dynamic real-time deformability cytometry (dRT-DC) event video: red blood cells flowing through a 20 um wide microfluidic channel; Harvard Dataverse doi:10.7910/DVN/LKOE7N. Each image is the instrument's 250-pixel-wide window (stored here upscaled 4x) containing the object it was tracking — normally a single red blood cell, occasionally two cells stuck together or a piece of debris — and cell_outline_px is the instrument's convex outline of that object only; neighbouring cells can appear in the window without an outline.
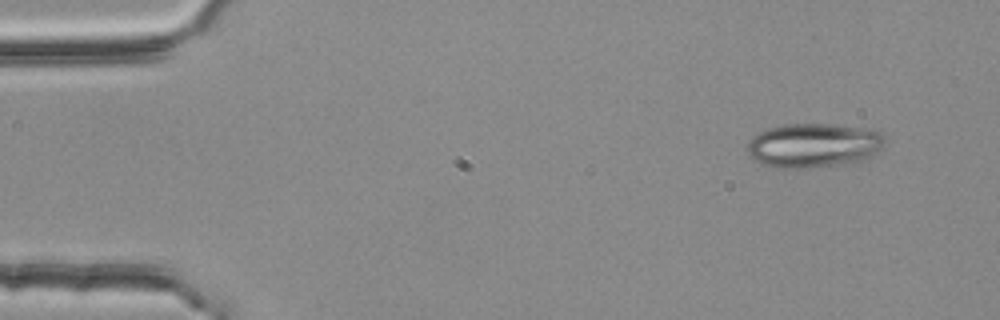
{"species": "common noctule bat (a hibernating species)", "species_latin": "Nyctalus noctula", "temperature_condition": "room temperature", "stored_images_in_passage": 4, "camera_frame_rate_fps": 3000, "um_per_image_px": 0.085, "animal": {"sex": "female", "body_mass_g": 25.1}, "frame": {"image": 1, "passage_image": 1, "time_ms": 0.0, "image_size_px": [1000, 320], "cell_outline_px": [[884, 144], [868, 160], [796, 168], [776, 168], [764, 164], [748, 156], [748, 140], [760, 132], [768, 128], [788, 124], [832, 124], [872, 128], [880, 132], [884, 136]], "centroid_in_image_um": [69.18, 12.33], "position_along_channel_um": 15.8, "area_um2": 35.32}}